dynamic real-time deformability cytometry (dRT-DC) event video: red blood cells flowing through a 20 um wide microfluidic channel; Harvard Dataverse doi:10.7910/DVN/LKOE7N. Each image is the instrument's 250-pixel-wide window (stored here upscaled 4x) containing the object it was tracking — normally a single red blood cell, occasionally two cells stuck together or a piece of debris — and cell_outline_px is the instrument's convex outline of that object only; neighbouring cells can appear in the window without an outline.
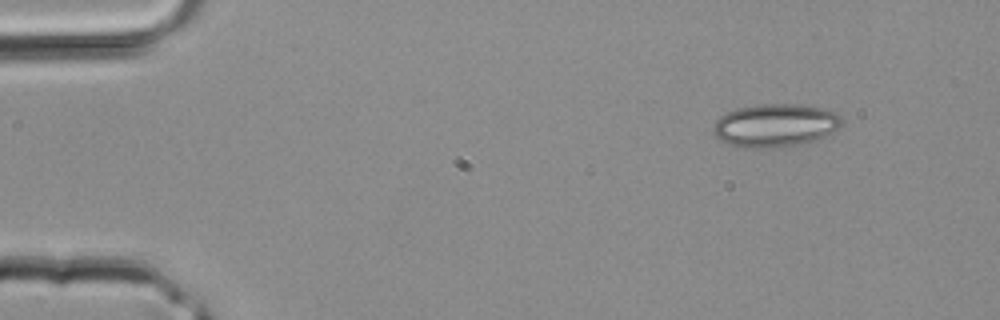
{"species": "common noctule bat (a hibernating species)", "species_latin": "Nyctalus noctula", "temperature_condition": "room temperature", "stored_images_in_passage": 3, "segment_of_instrument_passage": [1, 2], "camera_frame_rate_fps": 3000, "um_per_image_px": 0.085, "animal": {"sex": "male", "body_mass_g": 20.4}, "frame": {"image": 1, "passage_image": 1, "time_ms": 0.0, "image_size_px": [1000, 320], "cell_outline_px": [[844, 120], [836, 128], [824, 136], [800, 144], [764, 148], [740, 148], [728, 144], [720, 140], [712, 132], [712, 128], [716, 120], [720, 116], [736, 108], [756, 104], [796, 104], [824, 108], [836, 112]], "centroid_in_image_um": [65.84, 10.64], "position_along_channel_um": 19.2, "area_um2": 32.25}}